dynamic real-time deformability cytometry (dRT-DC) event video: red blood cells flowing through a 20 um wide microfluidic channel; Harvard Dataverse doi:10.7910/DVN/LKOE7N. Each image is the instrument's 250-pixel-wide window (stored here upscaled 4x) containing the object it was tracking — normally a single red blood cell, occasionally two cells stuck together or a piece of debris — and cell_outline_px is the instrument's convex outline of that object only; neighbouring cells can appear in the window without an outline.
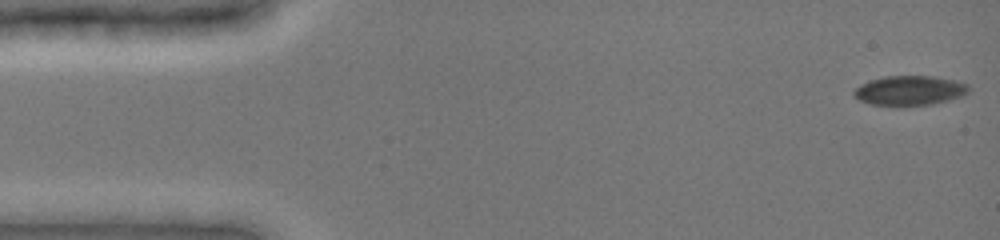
{"species": "common noctule bat (a hibernating species)", "species_latin": "Nyctalus noctula", "temperature_condition": "cold", "stored_images_in_passage": 48, "camera_frame_rate_fps": 3000, "um_per_image_px": 0.085, "animal": {"sex": "female", "body_mass_g": 19.0, "forearm_length_mm": 51.5}, "frame": {"image": 1, "passage_image": 1, "time_ms": 0.0, "image_size_px": [1000, 240], "cell_outline_px": [[968, 92], [960, 96], [948, 100], [932, 104], [896, 108], [872, 104], [860, 100], [852, 96], [852, 92], [860, 84], [868, 80], [884, 76], [932, 76], [956, 80], [968, 84]], "centroid_in_image_um": [77.26, 7.72], "position_along_channel_um": 7.7, "area_um2": 20.35}}
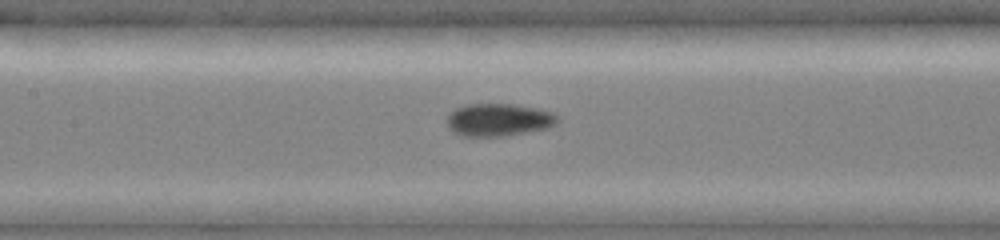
{"frame": {"image": 2, "passage_image": 22, "time_ms": 7.0, "image_size_px": [1000, 240], "cell_outline_px": [[560, 120], [556, 124], [548, 128], [504, 136], [460, 136], [452, 132], [448, 128], [444, 120], [456, 108], [468, 104], [512, 104], [540, 108], [556, 112], [560, 116]], "centroid_in_image_um": [42.42, 10.18], "position_along_channel_um": 165.0, "area_um2": 21.5}}
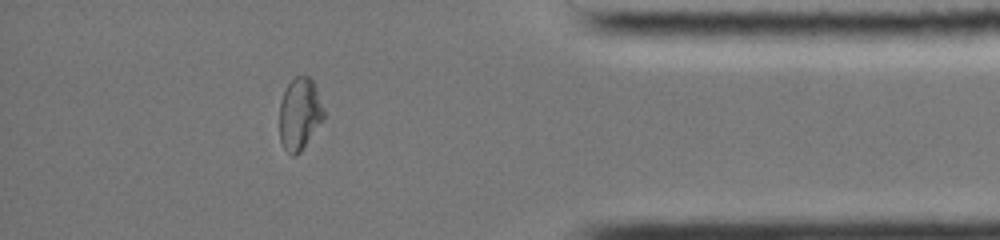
{"frame": {"image": 3, "passage_image": 42, "time_ms": 13.667, "image_size_px": [1000, 240], "cell_outline_px": [[324, 116], [300, 152], [296, 156], [292, 156], [284, 148], [280, 140], [280, 100], [288, 84], [296, 76], [308, 76], [312, 80], [316, 88], [324, 108]], "centroid_in_image_um": [25.45, 9.67], "position_along_channel_um": 409.7, "area_um2": 18.26}, "authors_computed_cell_mechanics": {"area_um2": 20.1144, "velocity_mm_per_s": 3.9468, "shape_relaxation_time_tau1_ms": null, "shape_relaxation_time_tau2_ms": 0.8998, "deformation_change_tau1": null, "deformation_change_tau2": 0.0371}}